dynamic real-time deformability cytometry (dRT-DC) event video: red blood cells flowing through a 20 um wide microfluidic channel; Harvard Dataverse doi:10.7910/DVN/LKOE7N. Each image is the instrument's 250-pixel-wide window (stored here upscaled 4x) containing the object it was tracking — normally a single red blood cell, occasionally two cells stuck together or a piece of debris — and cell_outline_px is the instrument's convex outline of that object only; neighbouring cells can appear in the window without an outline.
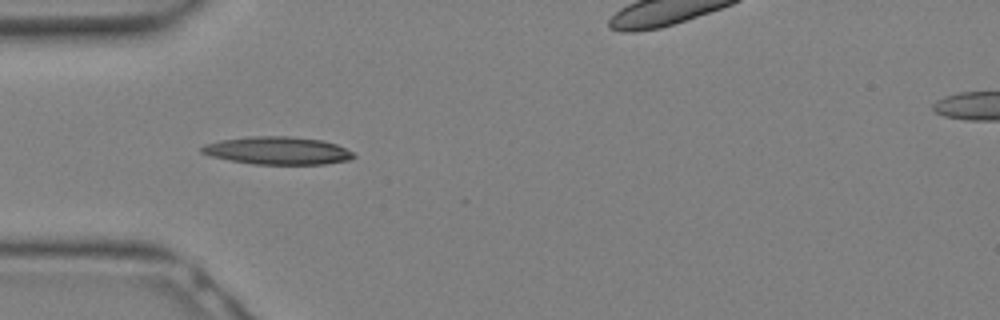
{"species": "Egyptian fruit bat (a non-hibernating species)", "species_latin": "Rousettus aegyptiacus", "temperature_condition": "warm", "stored_images_in_passage": 9, "camera_frame_rate_fps": 3000, "um_per_image_px": 0.085, "animal": {"sex": "female"}, "frame": {"image": 1, "passage_image": 2, "time_ms": 0.333, "image_size_px": [1000, 320], "cell_outline_px": [[356, 156], [348, 160], [324, 164], [252, 164], [212, 156], [200, 152], [200, 148], [204, 144], [220, 140], [252, 136], [288, 136], [324, 140], [336, 144], [352, 152]], "centroid_in_image_um": [23.59, 12.79], "position_along_channel_um": 61.4, "area_um2": 24.45}}
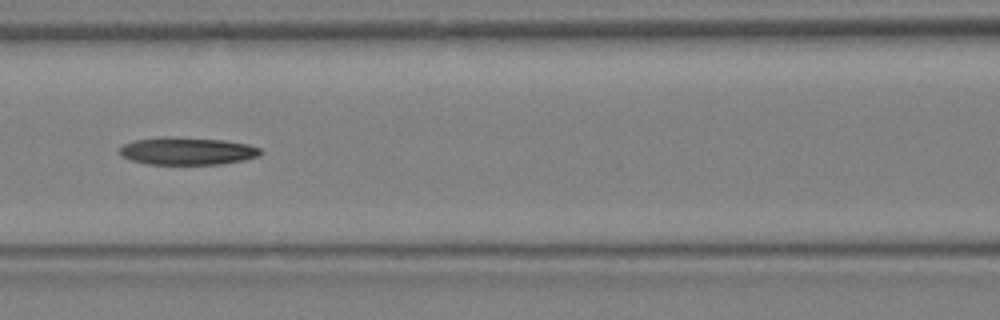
{"frame": {"image": 2, "passage_image": 6, "time_ms": 1.667, "image_size_px": [1000, 320], "cell_outline_px": [[260, 156], [244, 160], [220, 164], [148, 164], [132, 160], [120, 156], [120, 148], [124, 144], [132, 140], [160, 136], [172, 136], [224, 140], [248, 144], [260, 148]], "centroid_in_image_um": [15.89, 12.82], "position_along_channel_um": 150.7, "area_um2": 22.83}}
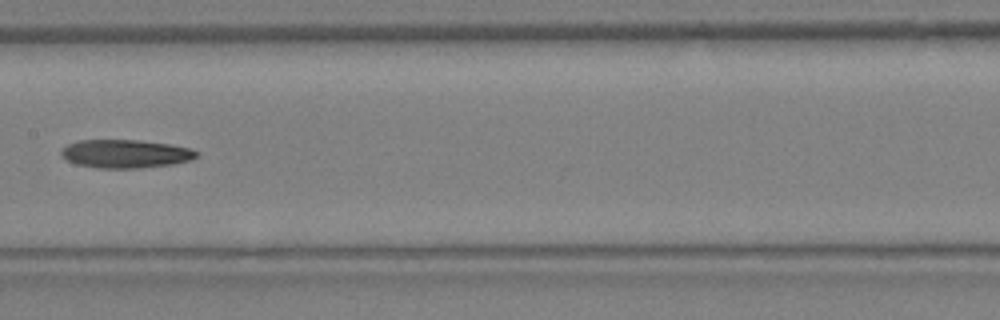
{"frame": {"image": 3, "passage_image": 8, "time_ms": 2.333, "image_size_px": [1000, 320], "cell_outline_px": [[200, 152], [192, 160], [172, 164], [136, 168], [96, 168], [76, 164], [60, 156], [60, 152], [68, 144], [80, 140], [136, 140], [168, 144], [192, 148]], "centroid_in_image_um": [10.67, 13.07], "position_along_channel_um": 196.7, "area_um2": 22.31}}